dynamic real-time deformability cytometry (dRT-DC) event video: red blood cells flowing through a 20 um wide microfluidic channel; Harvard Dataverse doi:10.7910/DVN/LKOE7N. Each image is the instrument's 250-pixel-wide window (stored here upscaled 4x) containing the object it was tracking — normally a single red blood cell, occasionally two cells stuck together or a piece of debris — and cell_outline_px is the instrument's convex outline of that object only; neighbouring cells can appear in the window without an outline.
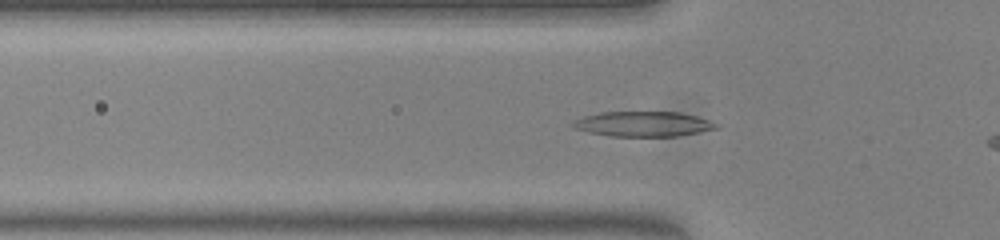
{"species": "common noctule bat (a hibernating species)", "species_latin": "Nyctalus noctula", "temperature_condition": "warm", "stored_images_in_passage": 13, "camera_frame_rate_fps": 3000, "um_per_image_px": 0.085, "animal": {"sex": "female", "body_mass_g": 23.0, "forearm_length_mm": 53.4}, "frame": {"image": 1, "passage_image": 10, "time_ms": 3.0, "image_size_px": [1000, 240], "cell_outline_px": [[720, 128], [676, 136], [612, 136], [588, 132], [576, 128], [572, 124], [576, 120], [584, 116], [600, 112], [680, 112], [696, 116], [720, 124]], "centroid_in_image_um": [54.72, 10.53], "position_along_channel_um": 71.1, "area_um2": 20.75}}